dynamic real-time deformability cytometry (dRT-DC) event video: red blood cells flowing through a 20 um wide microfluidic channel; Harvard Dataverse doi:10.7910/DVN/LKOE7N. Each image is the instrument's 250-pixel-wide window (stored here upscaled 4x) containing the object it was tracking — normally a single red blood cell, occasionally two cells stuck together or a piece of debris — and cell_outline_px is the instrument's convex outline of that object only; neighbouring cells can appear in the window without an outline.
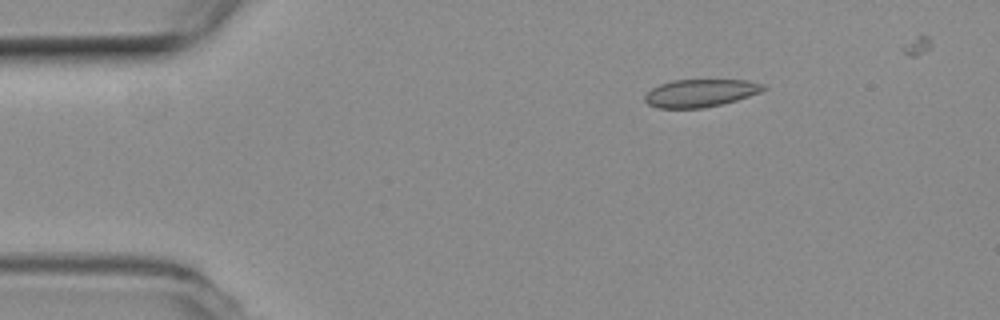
{"species": "common noctule bat (a hibernating species)", "species_latin": "Nyctalus noctula", "temperature_condition": "room temperature", "stored_images_in_passage": 5, "camera_frame_rate_fps": 3000, "um_per_image_px": 0.085, "animal": {"sex": "female", "body_mass_g": 19.3, "forearm_length_mm": 54.1}, "frame": {"image": 1, "passage_image": 3, "time_ms": 0.667, "image_size_px": [1000, 320], "cell_outline_px": [[768, 88], [760, 92], [736, 100], [704, 108], [656, 108], [648, 104], [644, 100], [644, 96], [652, 88], [660, 84], [672, 80], [748, 80], [768, 84]], "centroid_in_image_um": [59.56, 7.9], "position_along_channel_um": 25.4, "area_um2": 19.25}}